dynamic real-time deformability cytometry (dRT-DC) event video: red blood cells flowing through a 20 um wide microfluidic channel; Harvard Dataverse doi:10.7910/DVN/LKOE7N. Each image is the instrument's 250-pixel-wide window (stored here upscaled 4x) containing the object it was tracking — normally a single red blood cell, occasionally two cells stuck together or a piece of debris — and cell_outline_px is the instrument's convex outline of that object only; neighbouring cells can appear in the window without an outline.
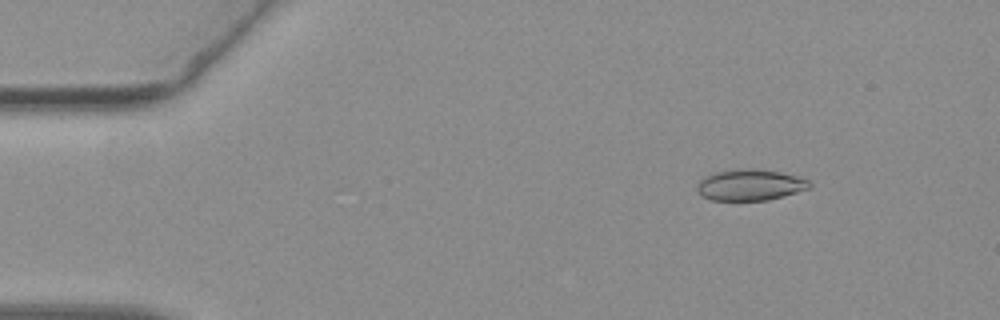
{"species": "common noctule bat (a hibernating species)", "species_latin": "Nyctalus noctula", "temperature_condition": "warm", "stored_images_in_passage": 54, "camera_frame_rate_fps": 3000, "um_per_image_px": 0.085, "animal": {"sex": "female", "body_mass_g": 19.3, "forearm_length_mm": 54.1}, "frame": {"image": 1, "passage_image": 7, "time_ms": 2.0, "image_size_px": [1000, 320], "cell_outline_px": [[812, 188], [784, 196], [768, 200], [712, 200], [700, 196], [696, 188], [696, 184], [704, 176], [716, 172], [740, 168], [752, 168], [780, 172], [796, 176], [808, 180], [812, 184]], "centroid_in_image_um": [63.75, 15.72], "position_along_channel_um": 21.3, "area_um2": 20.63}}
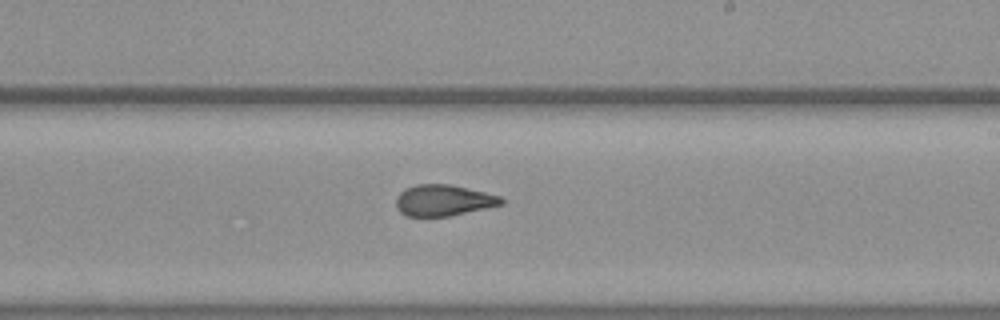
{"frame": {"image": 2, "passage_image": 32, "time_ms": 10.333, "image_size_px": [1000, 320], "cell_outline_px": [[504, 204], [448, 216], [404, 216], [396, 208], [396, 196], [404, 188], [416, 184], [448, 184], [484, 192], [500, 196], [504, 200]], "centroid_in_image_um": [37.64, 17.03], "position_along_channel_um": 251.4, "area_um2": 19.07}}
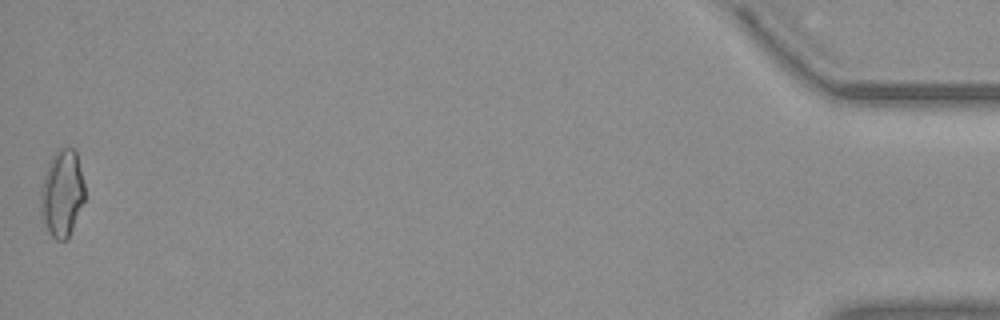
{"frame": {"image": 3, "passage_image": 54, "time_ms": 17.667, "image_size_px": [1000, 320], "cell_outline_px": [[84, 200], [72, 228], [68, 236], [64, 240], [56, 240], [48, 232], [40, 216], [40, 188], [48, 164], [56, 148], [72, 148], [76, 152], [84, 184]], "centroid_in_image_um": [5.24, 16.42], "position_along_channel_um": 430.0, "area_um2": 22.25}, "authors_computed_cell_mechanics": {"area_um2": 19.9121, "velocity_mm_per_s": 3.7933, "shape_relaxation_time_tau1_ms": null, "shape_relaxation_time_tau2_ms": 2.1413, "deformation_change_tau1": null, "deformation_change_tau2": 0.0855}}